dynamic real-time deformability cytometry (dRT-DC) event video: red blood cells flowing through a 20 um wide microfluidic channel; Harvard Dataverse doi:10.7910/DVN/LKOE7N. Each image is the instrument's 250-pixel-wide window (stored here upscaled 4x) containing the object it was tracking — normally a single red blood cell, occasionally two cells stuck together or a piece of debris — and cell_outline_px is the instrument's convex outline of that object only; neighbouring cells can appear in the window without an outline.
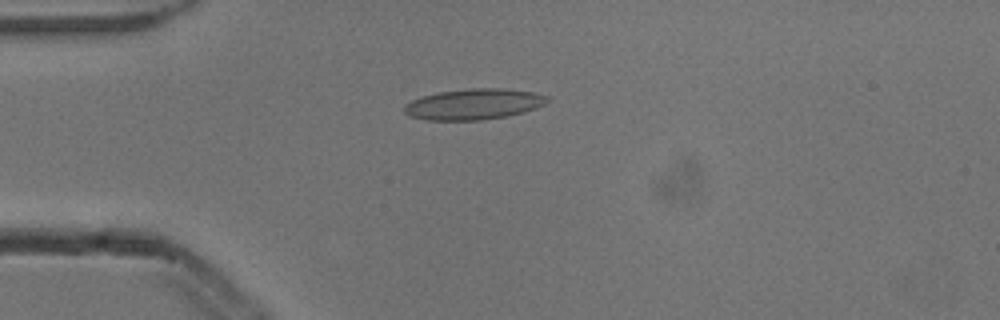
{"species": "common noctule bat (a hibernating species)", "species_latin": "Nyctalus noctula", "temperature_condition": "cold", "stored_images_in_passage": 1, "camera_frame_rate_fps": 3000, "um_per_image_px": 0.085, "animal": {"sex": "male", "body_mass_g": 13.3}, "frame": {"image": 1, "passage_image": 1, "time_ms": 0.0, "image_size_px": [1000, 320], "cell_outline_px": [[552, 100], [536, 108], [524, 112], [508, 116], [480, 120], [428, 120], [408, 116], [404, 112], [404, 104], [412, 100], [424, 96], [440, 92], [468, 88], [504, 88], [532, 92], [548, 96]], "centroid_in_image_um": [40.29, 8.85], "position_along_channel_um": 44.7, "area_um2": 25.78}}